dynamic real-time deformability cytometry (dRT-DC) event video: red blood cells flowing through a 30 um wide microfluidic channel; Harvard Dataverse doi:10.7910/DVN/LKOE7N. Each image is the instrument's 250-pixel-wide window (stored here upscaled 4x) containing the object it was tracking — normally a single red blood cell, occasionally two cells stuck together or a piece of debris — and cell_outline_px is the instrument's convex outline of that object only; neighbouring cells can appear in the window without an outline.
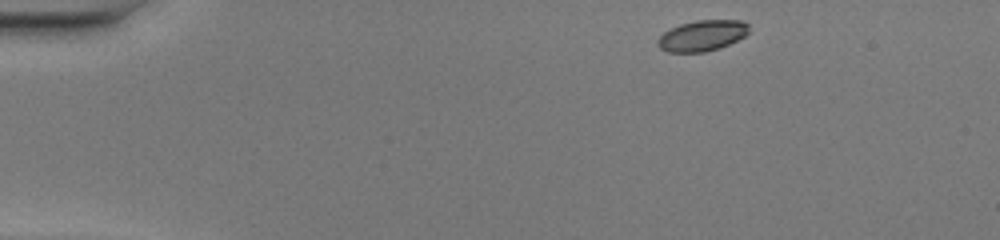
{"species": "common noctule bat (a hibernating species)", "species_latin": "Nyctalus noctula", "temperature_condition": "warm", "stored_images_in_passage": 13, "camera_frame_rate_fps": 3000, "um_per_image_px": 0.085, "animal": {"sex": "female", "body_mass_g": 20.0, "forearm_length_mm": 54.0}, "frame": {"image": 1, "passage_image": 1, "time_ms": 0.0, "image_size_px": [1000, 240], "cell_outline_px": [[748, 32], [744, 36], [720, 48], [704, 52], [668, 52], [660, 48], [656, 44], [656, 40], [664, 32], [680, 24], [696, 20], [744, 20], [748, 24]], "centroid_in_image_um": [59.67, 3.03], "position_along_channel_um": 25.3, "area_um2": 16.36}}
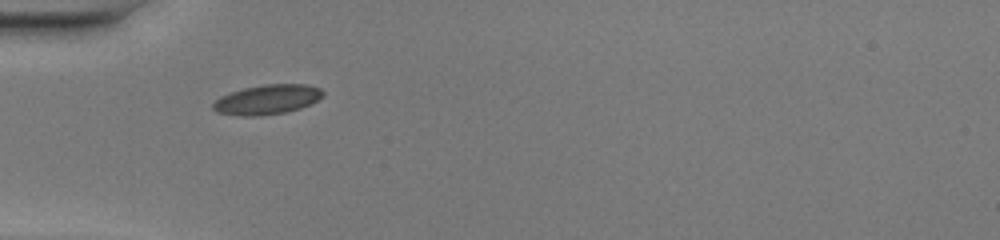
{"frame": {"image": 2, "passage_image": 10, "time_ms": 3.0, "image_size_px": [1000, 240], "cell_outline_px": [[324, 96], [300, 108], [284, 112], [260, 116], [240, 116], [216, 112], [212, 108], [212, 104], [220, 96], [244, 88], [264, 84], [308, 84], [320, 88], [324, 92]], "centroid_in_image_um": [22.7, 8.46], "position_along_channel_um": 62.3, "area_um2": 18.96}}